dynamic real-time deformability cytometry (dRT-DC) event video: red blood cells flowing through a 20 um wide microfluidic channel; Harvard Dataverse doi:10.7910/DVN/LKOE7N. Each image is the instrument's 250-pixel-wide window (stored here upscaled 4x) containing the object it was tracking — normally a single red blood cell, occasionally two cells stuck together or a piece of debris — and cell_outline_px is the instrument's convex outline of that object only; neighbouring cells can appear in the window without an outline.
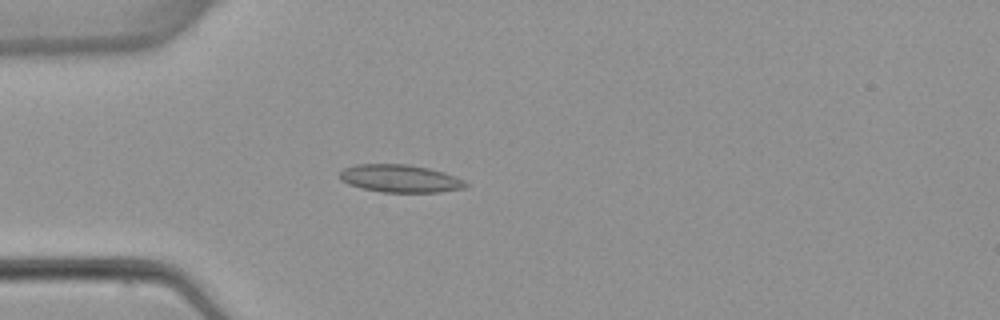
{"species": "common noctule bat (a hibernating species)", "species_latin": "Nyctalus noctula", "temperature_condition": "warm", "stored_images_in_passage": 5, "camera_frame_rate_fps": 3000, "um_per_image_px": 0.085, "animal": {"sex": "female", "body_mass_g": 22.7, "forearm_length_mm": 54.2}, "frame": {"image": 1, "passage_image": 5, "time_ms": 4.667, "image_size_px": [1000, 320], "cell_outline_px": [[468, 184], [464, 188], [440, 192], [384, 192], [360, 188], [348, 184], [340, 180], [340, 172], [344, 168], [356, 164], [408, 164], [428, 168], [444, 172], [456, 176], [464, 180]], "centroid_in_image_um": [34.0, 15.17], "position_along_channel_um": 51.0, "area_um2": 20.4}}